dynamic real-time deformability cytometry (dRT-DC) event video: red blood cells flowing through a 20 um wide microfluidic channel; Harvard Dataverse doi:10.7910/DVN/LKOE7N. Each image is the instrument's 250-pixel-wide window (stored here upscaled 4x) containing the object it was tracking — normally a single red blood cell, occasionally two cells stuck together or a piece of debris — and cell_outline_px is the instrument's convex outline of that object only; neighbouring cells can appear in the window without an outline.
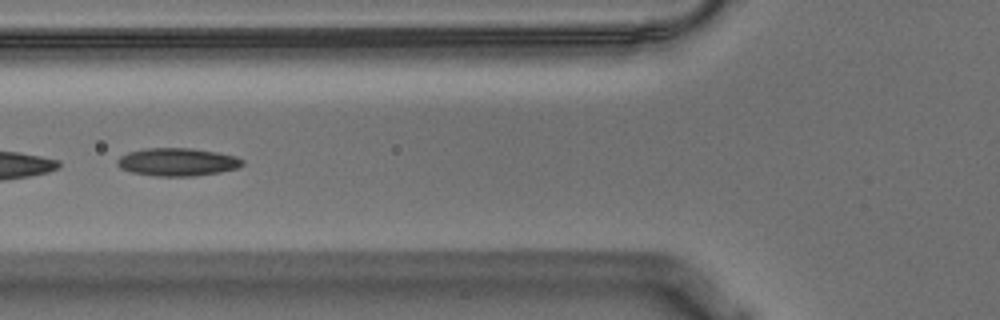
{"species": "Egyptian fruit bat (a non-hibernating species)", "species_latin": "Rousettus aegyptiacus", "temperature_condition": "warm", "stored_images_in_passage": 8, "camera_frame_rate_fps": 3000, "um_per_image_px": 0.085, "animal": {"sex": "male"}, "frame": {"image": 1, "passage_image": 6, "time_ms": 1.667, "image_size_px": [1000, 320], "cell_outline_px": [[244, 164], [240, 168], [220, 172], [196, 176], [156, 176], [132, 172], [120, 168], [116, 164], [116, 160], [120, 156], [128, 152], [144, 148], [192, 148], [216, 152], [236, 156], [244, 160]], "centroid_in_image_um": [15.09, 13.77], "position_along_channel_um": 110.7, "area_um2": 20.58}}